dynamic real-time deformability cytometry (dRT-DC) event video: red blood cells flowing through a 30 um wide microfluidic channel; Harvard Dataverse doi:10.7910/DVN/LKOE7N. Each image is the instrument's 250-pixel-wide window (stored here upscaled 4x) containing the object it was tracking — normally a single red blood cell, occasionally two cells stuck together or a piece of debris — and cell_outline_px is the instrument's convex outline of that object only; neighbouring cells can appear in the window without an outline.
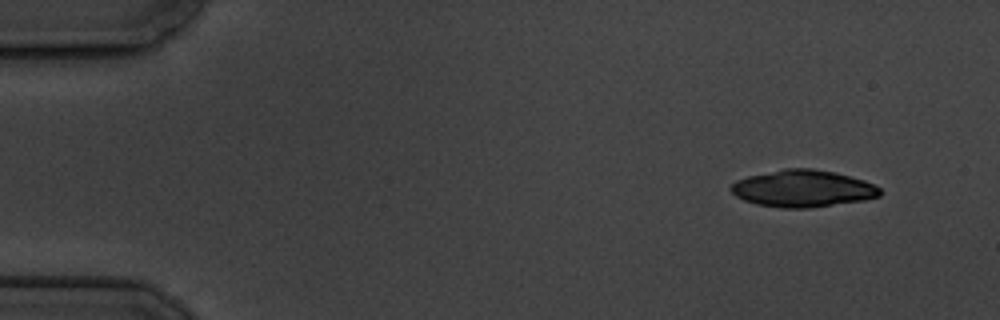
{"species": "common noctule bat (a hibernating species)", "species_latin": "Nyctalus noctula", "temperature_condition": "cold", "stored_images_in_passage": 4, "camera_frame_rate_fps": 3000, "um_per_image_px": 0.085, "animal": {"sex": "male", "body_mass_g": 19.5, "forearm_length_mm": 54.6}, "frame": {"image": 1, "passage_image": 1, "time_ms": 0.0, "image_size_px": [1000, 320], "cell_outline_px": [[880, 196], [864, 200], [808, 208], [780, 208], [756, 204], [744, 200], [736, 196], [728, 188], [736, 180], [748, 176], [784, 168], [812, 168], [836, 172], [864, 180], [876, 184], [880, 188]], "centroid_in_image_um": [68.24, 16.02], "position_along_channel_um": 16.8, "area_um2": 32.25}}